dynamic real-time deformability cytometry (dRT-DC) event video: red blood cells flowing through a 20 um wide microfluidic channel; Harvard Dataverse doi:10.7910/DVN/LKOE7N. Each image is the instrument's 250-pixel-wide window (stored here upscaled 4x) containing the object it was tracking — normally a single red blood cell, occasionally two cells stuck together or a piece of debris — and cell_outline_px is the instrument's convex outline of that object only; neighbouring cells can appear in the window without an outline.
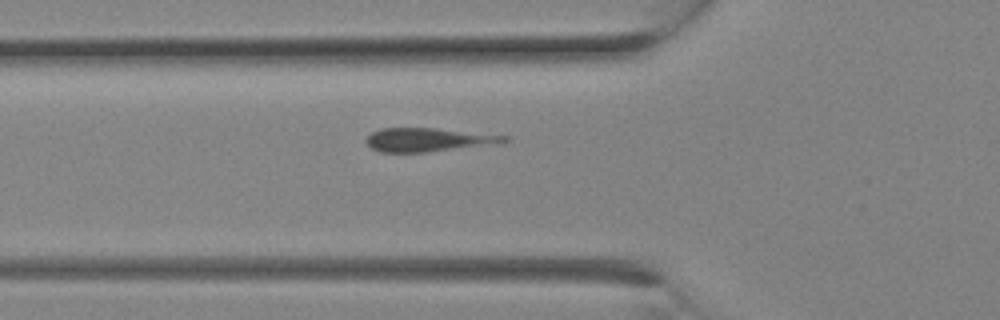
{"species": "Egyptian fruit bat (a non-hibernating species)", "species_latin": "Rousettus aegyptiacus", "temperature_condition": "room temperature", "stored_images_in_passage": 6, "camera_frame_rate_fps": 3000, "um_per_image_px": 0.085, "animal": {"sex": "female"}, "frame": {"image": 1, "passage_image": 4, "time_ms": 1.0, "image_size_px": [1000, 320], "cell_outline_px": [[508, 140], [504, 144], [428, 152], [380, 152], [372, 148], [364, 140], [372, 132], [380, 128], [436, 128], [508, 136]], "centroid_in_image_um": [36.46, 11.89], "position_along_channel_um": 89.3, "area_um2": 19.25}}
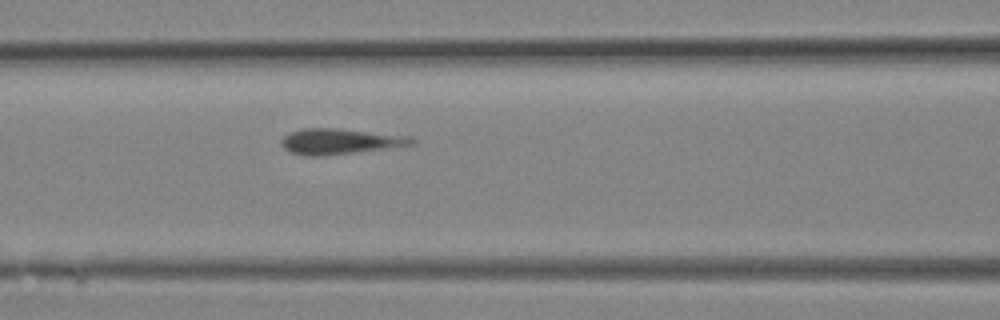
{"frame": {"image": 2, "passage_image": 6, "time_ms": 1.667, "image_size_px": [1000, 320], "cell_outline_px": [[416, 144], [324, 156], [304, 156], [288, 152], [280, 144], [280, 140], [288, 132], [304, 128], [340, 128], [412, 136], [416, 140]], "centroid_in_image_um": [28.87, 12.01], "position_along_channel_um": 137.7, "area_um2": 19.77}}